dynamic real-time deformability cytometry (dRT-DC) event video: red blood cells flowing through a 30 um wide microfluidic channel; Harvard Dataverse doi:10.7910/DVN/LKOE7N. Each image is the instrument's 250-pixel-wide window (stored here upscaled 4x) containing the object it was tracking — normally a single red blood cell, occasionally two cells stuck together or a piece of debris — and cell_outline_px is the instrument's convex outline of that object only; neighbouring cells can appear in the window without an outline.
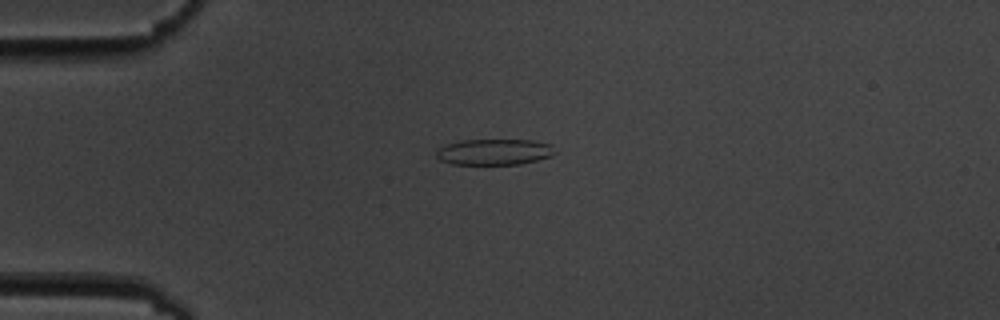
{"species": "common noctule bat (a hibernating species)", "species_latin": "Nyctalus noctula", "temperature_condition": "cold", "stored_images_in_passage": 5, "camera_frame_rate_fps": 3000, "um_per_image_px": 0.085, "animal": {"sex": "male", "body_mass_g": 19.5, "forearm_length_mm": 54.6}, "frame": {"image": 1, "passage_image": 4, "time_ms": 4.667, "image_size_px": [1000, 320], "cell_outline_px": [[556, 152], [552, 156], [520, 164], [452, 164], [440, 160], [436, 156], [436, 152], [440, 148], [448, 144], [460, 140], [532, 140], [552, 144]], "centroid_in_image_um": [42.04, 12.91], "position_along_channel_um": 43.0, "area_um2": 17.92}}